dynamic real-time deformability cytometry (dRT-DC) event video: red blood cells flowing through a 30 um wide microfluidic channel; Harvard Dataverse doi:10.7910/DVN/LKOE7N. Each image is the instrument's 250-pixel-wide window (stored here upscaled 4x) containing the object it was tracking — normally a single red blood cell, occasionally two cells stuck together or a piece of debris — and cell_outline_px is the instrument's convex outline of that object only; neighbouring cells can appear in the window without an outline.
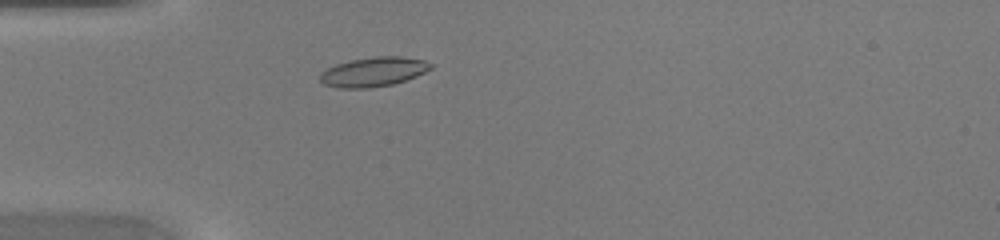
{"species": "common noctule bat (a hibernating species)", "species_latin": "Nyctalus noctula", "temperature_condition": "warm", "stored_images_in_passage": 40, "camera_frame_rate_fps": 3000, "um_per_image_px": 0.085, "animal": {"sex": "female", "body_mass_g": 20.0, "forearm_length_mm": 54.0}, "frame": {"image": 1, "passage_image": 7, "time_ms": 2.0, "image_size_px": [1000, 240], "cell_outline_px": [[432, 68], [416, 76], [392, 84], [368, 88], [336, 88], [324, 84], [320, 80], [320, 72], [336, 64], [352, 60], [376, 56], [400, 56], [424, 60], [432, 64]], "centroid_in_image_um": [31.72, 6.1], "position_along_channel_um": 53.3, "area_um2": 18.84}}
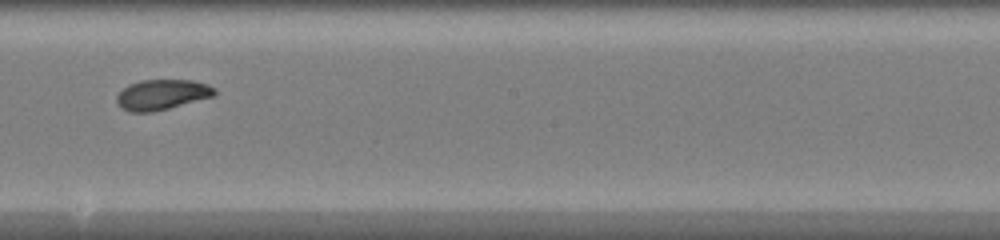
{"frame": {"image": 2, "passage_image": 20, "time_ms": 6.333, "image_size_px": [1000, 240], "cell_outline_px": [[216, 92], [212, 96], [168, 108], [152, 112], [128, 112], [120, 108], [116, 100], [116, 96], [128, 84], [140, 80], [192, 80], [208, 84], [216, 88]], "centroid_in_image_um": [13.73, 8.04], "position_along_channel_um": 234.5, "area_um2": 17.22}}
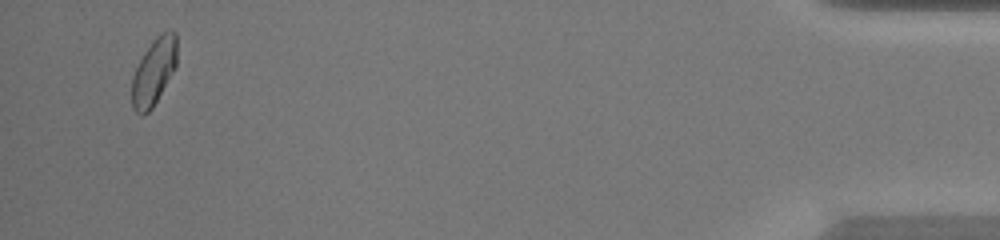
{"frame": {"image": 3, "passage_image": 38, "time_ms": 12.333, "image_size_px": [1000, 240], "cell_outline_px": [[176, 64], [152, 108], [148, 112], [140, 116], [132, 108], [132, 76], [144, 52], [152, 40], [160, 32], [176, 32]], "centroid_in_image_um": [13.04, 6.09], "position_along_channel_um": 422.2, "area_um2": 17.17}}